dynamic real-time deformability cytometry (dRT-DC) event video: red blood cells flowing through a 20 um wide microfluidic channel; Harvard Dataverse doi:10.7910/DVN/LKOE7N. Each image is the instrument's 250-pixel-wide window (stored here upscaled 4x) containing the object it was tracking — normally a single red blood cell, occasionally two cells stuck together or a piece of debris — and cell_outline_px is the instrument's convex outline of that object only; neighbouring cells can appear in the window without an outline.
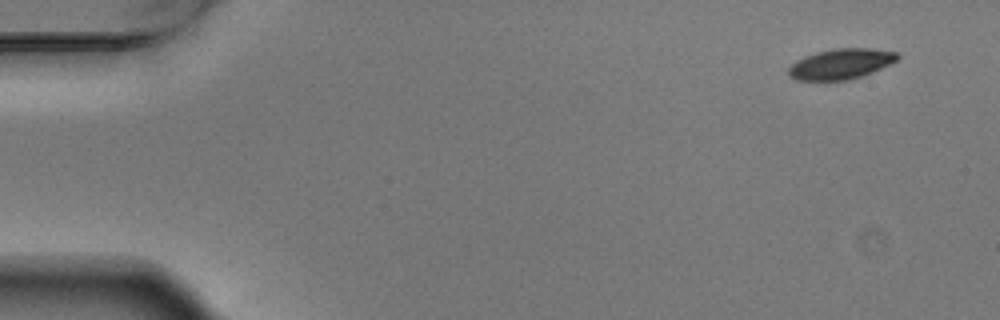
{"species": "Egyptian fruit bat (a non-hibernating species)", "species_latin": "Rousettus aegyptiacus", "temperature_condition": "warm", "stored_images_in_passage": 8, "camera_frame_rate_fps": 3000, "um_per_image_px": 0.085, "animal": {"sex": "male"}, "frame": {"image": 1, "passage_image": 1, "time_ms": 0.0, "image_size_px": [1000, 320], "cell_outline_px": [[900, 56], [896, 60], [880, 68], [860, 76], [848, 80], [796, 80], [788, 76], [788, 68], [796, 60], [804, 56], [816, 52], [836, 48], [868, 48], [896, 52]], "centroid_in_image_um": [71.41, 5.43], "position_along_channel_um": 13.6, "area_um2": 19.07}}
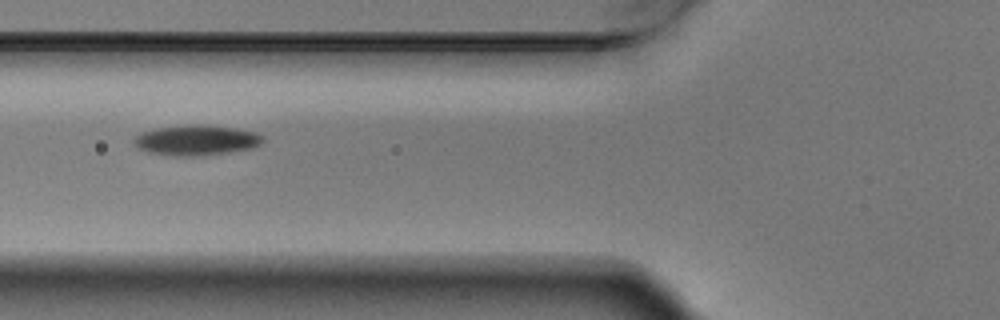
{"frame": {"image": 2, "passage_image": 6, "time_ms": 1.667, "image_size_px": [1000, 320], "cell_outline_px": [[264, 140], [260, 144], [248, 148], [224, 152], [192, 156], [176, 156], [148, 152], [136, 148], [132, 144], [132, 140], [140, 132], [156, 128], [184, 124], [208, 124], [236, 128], [256, 132], [264, 136]], "centroid_in_image_um": [16.62, 11.89], "position_along_channel_um": 109.2, "area_um2": 22.89}}
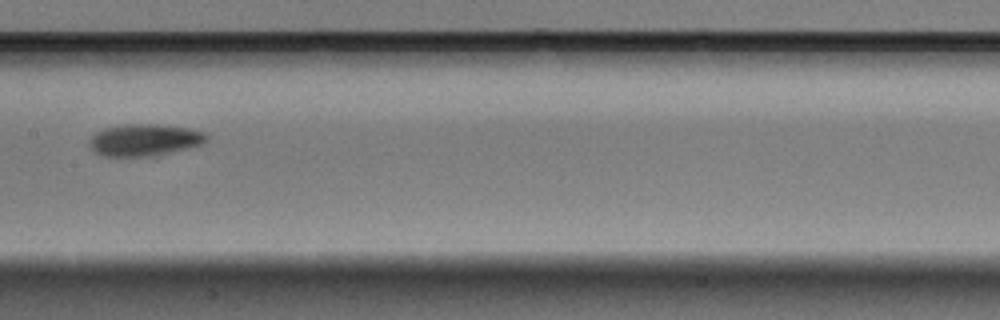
{"frame": {"image": 3, "passage_image": 8, "time_ms": 2.333, "image_size_px": [1000, 320], "cell_outline_px": [[208, 140], [200, 144], [152, 156], [104, 156], [96, 152], [88, 144], [92, 136], [96, 132], [104, 128], [120, 124], [160, 124], [188, 128], [204, 132], [208, 136]], "centroid_in_image_um": [12.25, 11.87], "position_along_channel_um": 195.1, "area_um2": 21.56}}